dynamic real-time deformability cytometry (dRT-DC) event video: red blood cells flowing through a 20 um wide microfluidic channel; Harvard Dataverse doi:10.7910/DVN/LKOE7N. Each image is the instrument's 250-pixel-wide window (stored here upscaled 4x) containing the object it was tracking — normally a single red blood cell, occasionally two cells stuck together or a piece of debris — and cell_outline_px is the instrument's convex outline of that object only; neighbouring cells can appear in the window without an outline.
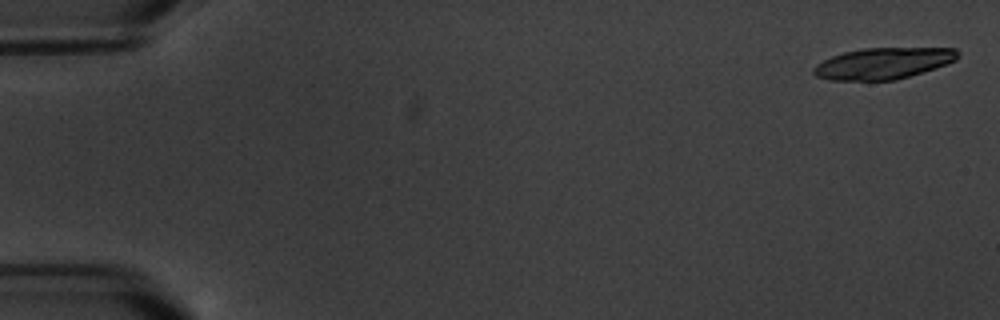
{"species": "common noctule bat (a hibernating species)", "species_latin": "Nyctalus noctula", "temperature_condition": "warm", "stored_images_in_passage": 5, "camera_frame_rate_fps": 3000, "um_per_image_px": 0.085, "animal": {"sex": "male", "body_mass_g": 20.1, "forearm_length_mm": 53.5}, "frame": {"image": 1, "passage_image": 1, "time_ms": 0.0, "image_size_px": [1000, 320], "cell_outline_px": [[960, 56], [956, 60], [936, 68], [896, 80], [828, 80], [816, 76], [812, 72], [812, 68], [816, 64], [832, 56], [844, 52], [864, 48], [956, 48], [960, 52]], "centroid_in_image_um": [75.08, 5.38], "position_along_channel_um": 9.9, "area_um2": 26.41}}
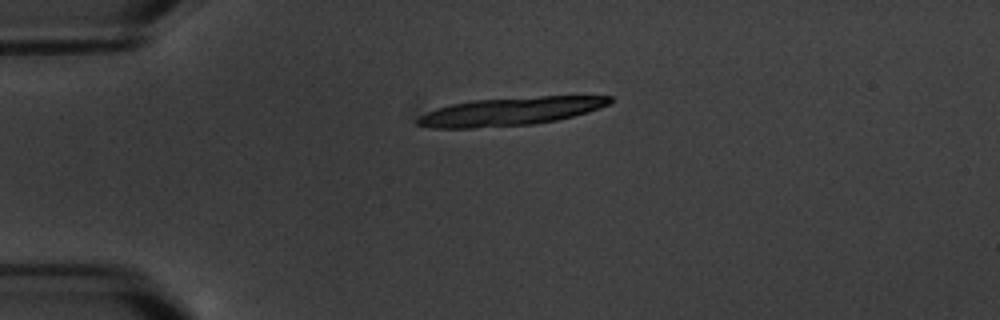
{"frame": {"image": 2, "passage_image": 4, "time_ms": 4.333, "image_size_px": [1000, 320], "cell_outline_px": [[612, 100], [608, 104], [600, 108], [588, 112], [556, 120], [532, 124], [472, 128], [432, 128], [416, 124], [416, 120], [420, 116], [436, 108], [452, 104], [472, 100], [540, 96], [612, 96]], "centroid_in_image_um": [43.37, 9.47], "position_along_channel_um": 41.6, "area_um2": 31.33}}